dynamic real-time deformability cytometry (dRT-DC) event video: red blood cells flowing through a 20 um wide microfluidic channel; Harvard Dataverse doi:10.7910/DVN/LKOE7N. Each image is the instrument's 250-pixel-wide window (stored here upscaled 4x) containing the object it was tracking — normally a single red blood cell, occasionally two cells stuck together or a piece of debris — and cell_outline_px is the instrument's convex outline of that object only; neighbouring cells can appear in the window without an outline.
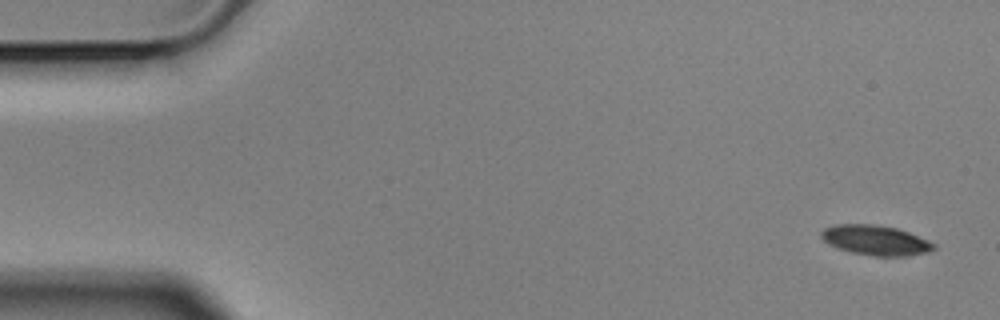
{"species": "Egyptian fruit bat (a non-hibernating species)", "species_latin": "Rousettus aegyptiacus", "temperature_condition": "cold", "stored_images_in_passage": 5, "camera_frame_rate_fps": 3000, "um_per_image_px": 0.085, "animal": {"sex": "male"}, "frame": {"image": 1, "passage_image": 1, "time_ms": 0.0, "image_size_px": [1000, 320], "cell_outline_px": [[936, 248], [928, 252], [904, 256], [872, 256], [852, 252], [840, 248], [824, 240], [820, 236], [820, 232], [824, 228], [836, 224], [876, 224], [896, 228], [908, 232], [928, 240], [936, 244]], "centroid_in_image_um": [74.45, 20.41], "position_along_channel_um": 10.6, "area_um2": 19.48}}
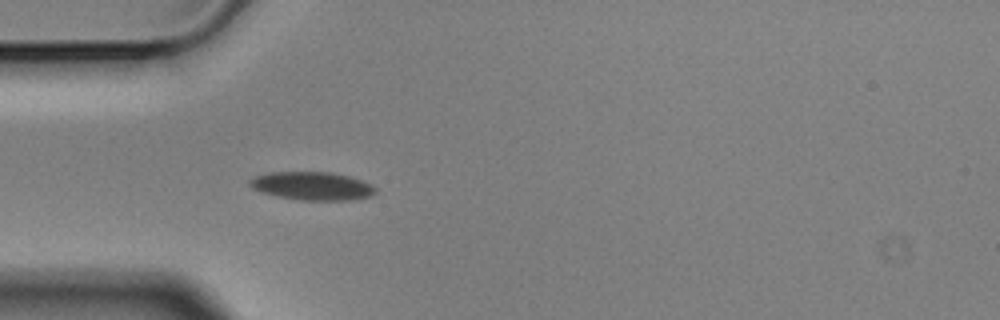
{"frame": {"image": 2, "passage_image": 5, "time_ms": 1.333, "image_size_px": [1000, 320], "cell_outline_px": [[376, 192], [372, 196], [352, 200], [300, 200], [276, 196], [260, 192], [252, 188], [248, 184], [248, 180], [256, 176], [272, 172], [328, 172], [348, 176], [372, 184], [376, 188]], "centroid_in_image_um": [26.53, 15.81], "position_along_channel_um": 58.5, "area_um2": 20.75}}